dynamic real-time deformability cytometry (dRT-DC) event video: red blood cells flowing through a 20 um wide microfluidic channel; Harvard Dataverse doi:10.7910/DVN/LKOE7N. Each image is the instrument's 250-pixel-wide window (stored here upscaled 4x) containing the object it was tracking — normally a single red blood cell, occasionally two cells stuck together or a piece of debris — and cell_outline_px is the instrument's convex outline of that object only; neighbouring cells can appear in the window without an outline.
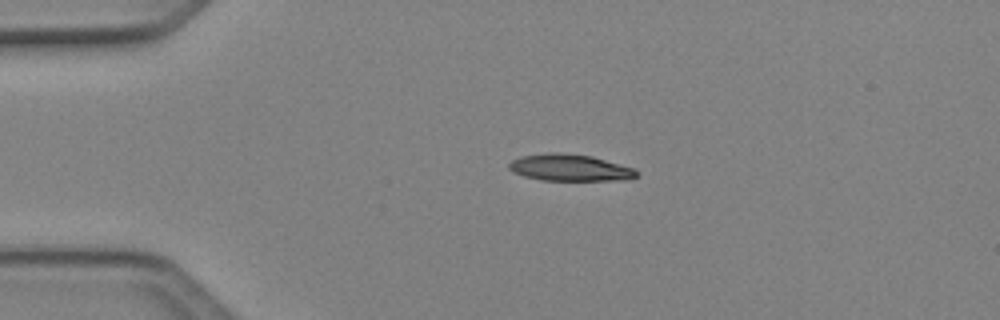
{"species": "Egyptian fruit bat (a non-hibernating species)", "species_latin": "Rousettus aegyptiacus", "temperature_condition": "cold", "stored_images_in_passage": 3, "camera_frame_rate_fps": 3000, "um_per_image_px": 0.085, "animal": {"sex": "female"}, "frame": {"image": 1, "passage_image": 2, "time_ms": 0.333, "image_size_px": [1000, 320], "cell_outline_px": [[640, 172], [632, 180], [540, 180], [524, 176], [508, 168], [508, 164], [512, 160], [520, 156], [548, 152], [560, 152], [592, 156], [636, 168]], "centroid_in_image_um": [48.49, 14.25], "position_along_channel_um": 36.5, "area_um2": 20.11}}